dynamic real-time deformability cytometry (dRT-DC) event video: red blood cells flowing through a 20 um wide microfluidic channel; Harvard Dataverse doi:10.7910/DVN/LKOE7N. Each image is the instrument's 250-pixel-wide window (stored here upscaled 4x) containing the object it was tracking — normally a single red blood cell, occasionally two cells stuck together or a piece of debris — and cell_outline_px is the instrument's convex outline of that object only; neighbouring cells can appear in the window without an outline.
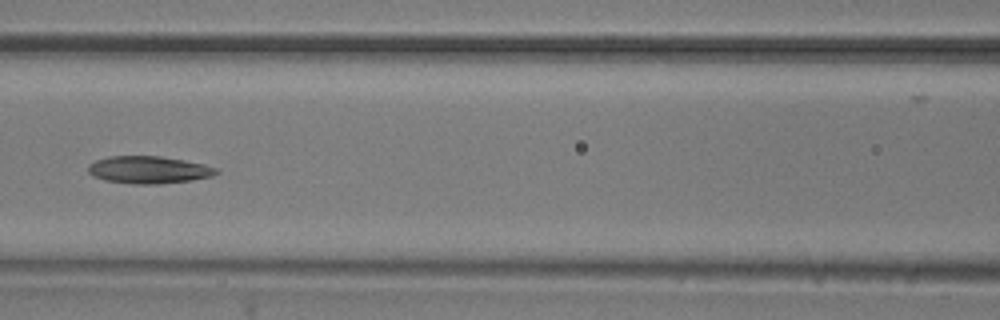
{"species": "common noctule bat (a hibernating species)", "species_latin": "Nyctalus noctula", "temperature_condition": "room temperature", "stored_images_in_passage": 4, "camera_frame_rate_fps": 3000, "um_per_image_px": 0.085, "animal": {"sex": "male", "body_mass_g": 20.5, "forearm_length_mm": 52.5}, "frame": {"image": 1, "passage_image": 3, "time_ms": 2.333, "image_size_px": [1000, 320], "cell_outline_px": [[220, 172], [212, 176], [192, 180], [160, 184], [132, 184], [104, 180], [92, 176], [88, 172], [88, 164], [96, 160], [108, 156], [160, 156], [184, 160], [204, 164], [216, 168]], "centroid_in_image_um": [12.62, 14.44], "position_along_channel_um": 154.0, "area_um2": 20.58}}